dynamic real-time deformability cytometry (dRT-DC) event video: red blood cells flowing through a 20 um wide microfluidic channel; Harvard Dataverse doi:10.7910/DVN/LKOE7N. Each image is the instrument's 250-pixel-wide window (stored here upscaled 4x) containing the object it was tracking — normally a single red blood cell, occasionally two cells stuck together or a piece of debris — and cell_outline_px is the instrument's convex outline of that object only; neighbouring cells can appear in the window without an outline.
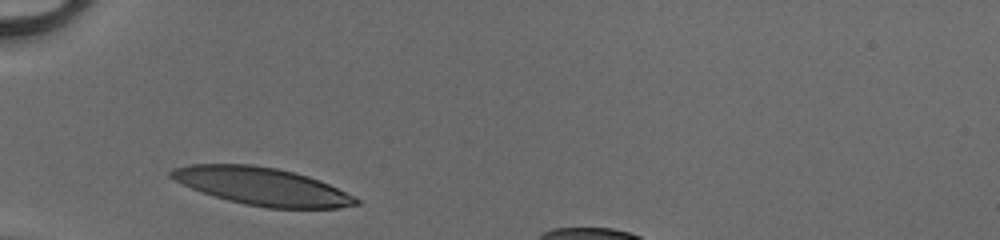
{"species": "human", "species_latin": "Homo sapiens", "temperature_condition": "cold", "stored_images_in_passage": 26, "camera_frame_rate_fps": 3000, "um_per_image_px": 0.085, "donor": {"sex": "male"}, "frame": {"image": 1, "passage_image": 1, "time_ms": 0.0, "image_size_px": [1000, 240], "cell_outline_px": [[360, 204], [340, 208], [268, 208], [228, 200], [192, 188], [168, 176], [168, 172], [172, 168], [188, 164], [252, 164], [276, 168], [296, 172], [320, 180], [356, 196], [360, 200]], "centroid_in_image_um": [22.32, 15.83], "position_along_channel_um": 62.7, "area_um2": 40.52}}
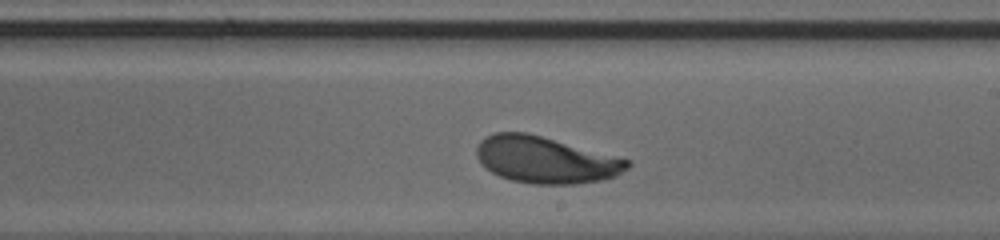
{"frame": {"image": 2, "passage_image": 15, "time_ms": 4.667, "image_size_px": [1000, 240], "cell_outline_px": [[632, 164], [628, 168], [616, 176], [600, 180], [576, 184], [532, 184], [512, 180], [500, 176], [492, 172], [476, 156], [476, 144], [480, 140], [496, 132], [528, 132], [632, 160]], "centroid_in_image_um": [46.4, 13.58], "position_along_channel_um": 242.6, "area_um2": 41.04}}
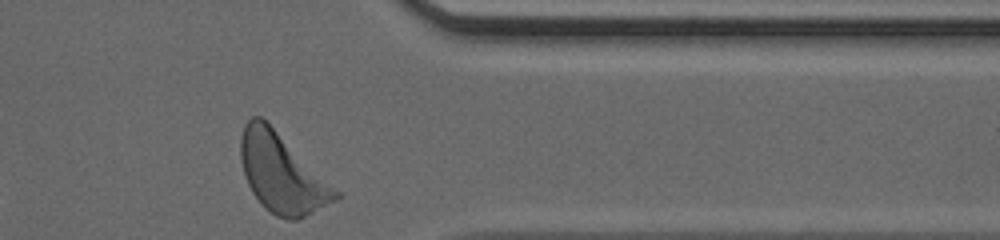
{"frame": {"image": 3, "passage_image": 26, "time_ms": 8.333, "image_size_px": [1000, 240], "cell_outline_px": [[344, 196], [296, 220], [288, 220], [276, 216], [264, 208], [252, 192], [248, 184], [244, 172], [240, 156], [240, 136], [244, 124], [252, 116], [260, 116], [340, 192]], "centroid_in_image_um": [23.93, 14.75], "position_along_channel_um": 387.5, "area_um2": 42.77}, "authors_computed_cell_mechanics": {"area_um2": 40.8935, "velocity_mm_per_s": 4.0976, "shape_relaxation_time_tau1_ms": 2.4752, "shape_relaxation_time_tau2_ms": null, "deformation_change_tau1": 0.1672, "deformation_change_tau2": null}}